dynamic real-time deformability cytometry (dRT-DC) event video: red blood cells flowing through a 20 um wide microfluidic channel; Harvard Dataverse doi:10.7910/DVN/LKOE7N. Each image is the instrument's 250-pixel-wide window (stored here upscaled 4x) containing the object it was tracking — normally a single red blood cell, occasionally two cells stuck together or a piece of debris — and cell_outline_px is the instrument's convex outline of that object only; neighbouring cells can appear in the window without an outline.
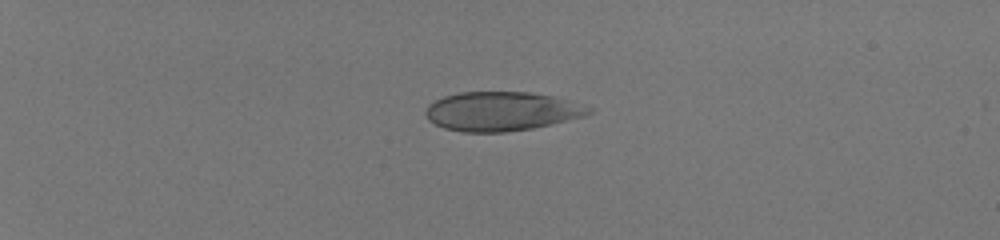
{"species": "human", "species_latin": "Homo sapiens", "temperature_condition": "room temperature", "stored_images_in_passage": 40, "camera_frame_rate_fps": 3000, "um_per_image_px": 0.085, "donor": {"sex": "male"}, "frame": {"image": 1, "passage_image": 1, "time_ms": 0.0, "image_size_px": [1000, 240], "cell_outline_px": [[592, 112], [588, 116], [532, 128], [504, 132], [460, 132], [444, 128], [428, 120], [424, 112], [424, 108], [428, 104], [444, 96], [460, 92], [528, 92], [552, 96], [592, 108]], "centroid_in_image_um": [42.59, 9.47], "position_along_channel_um": 42.4, "area_um2": 37.17}}
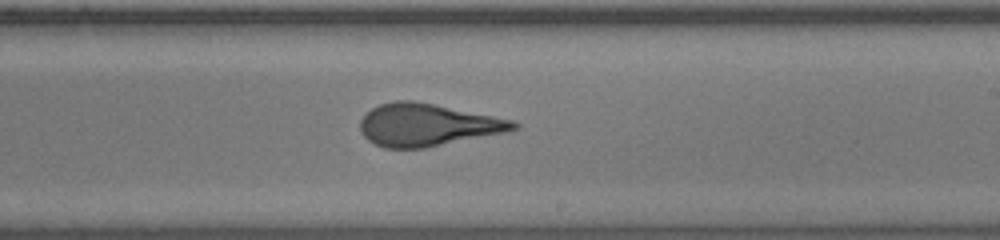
{"frame": {"image": 2, "passage_image": 23, "time_ms": 7.333, "image_size_px": [1000, 240], "cell_outline_px": [[520, 128], [508, 132], [424, 148], [384, 148], [368, 140], [364, 136], [360, 128], [360, 120], [372, 108], [380, 104], [396, 100], [412, 100], [512, 120], [520, 124]], "centroid_in_image_um": [36.33, 10.63], "position_along_channel_um": 252.7, "area_um2": 37.57}}
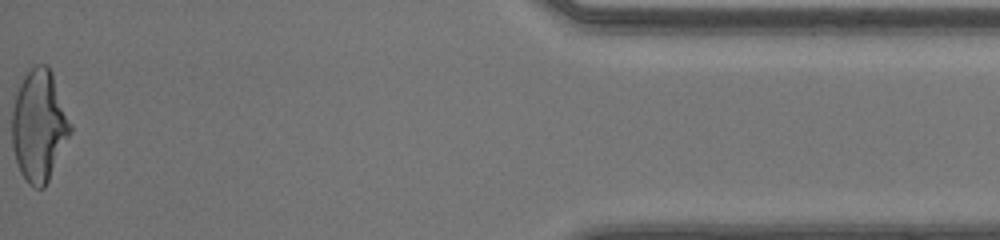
{"frame": {"image": 3, "passage_image": 40, "time_ms": 13.0, "image_size_px": [1000, 240], "cell_outline_px": [[72, 132], [44, 188], [36, 188], [28, 184], [20, 172], [12, 148], [12, 112], [16, 96], [20, 84], [24, 76], [36, 64], [44, 64], [52, 72], [72, 124]], "centroid_in_image_um": [3.33, 10.7], "position_along_channel_um": 431.9, "area_um2": 37.74}, "authors_computed_cell_mechanics": {"area_um2": 37.8012, "velocity_mm_per_s": 4.1658, "shape_relaxation_time_tau1_ms": 5.4635, "shape_relaxation_time_tau2_ms": null, "deformation_change_tau1": 0.2232, "deformation_change_tau2": null}}